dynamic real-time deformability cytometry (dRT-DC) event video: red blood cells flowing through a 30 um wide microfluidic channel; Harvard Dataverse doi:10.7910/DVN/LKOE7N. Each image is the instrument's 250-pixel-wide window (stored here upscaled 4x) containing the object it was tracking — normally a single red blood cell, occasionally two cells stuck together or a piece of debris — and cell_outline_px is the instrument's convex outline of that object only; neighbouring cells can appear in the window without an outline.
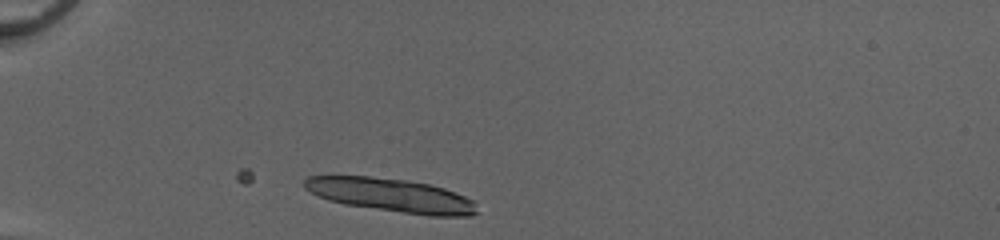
{"species": "common noctule bat (a hibernating species)", "species_latin": "Nyctalus noctula", "temperature_condition": "cold", "stored_images_in_passage": 34, "camera_frame_rate_fps": 3000, "um_per_image_px": 0.085, "animal": {"sex": "female", "body_mass_g": 20.0, "forearm_length_mm": 54.0}, "frame": {"image": 1, "passage_image": 1, "time_ms": 0.0, "image_size_px": [1000, 240], "cell_outline_px": [[480, 212], [472, 216], [428, 216], [344, 204], [328, 200], [304, 188], [304, 180], [308, 176], [368, 176], [408, 180], [428, 184], [444, 188], [464, 196], [472, 200]], "centroid_in_image_um": [33.29, 16.6], "position_along_channel_um": 51.7, "area_um2": 33.7}}